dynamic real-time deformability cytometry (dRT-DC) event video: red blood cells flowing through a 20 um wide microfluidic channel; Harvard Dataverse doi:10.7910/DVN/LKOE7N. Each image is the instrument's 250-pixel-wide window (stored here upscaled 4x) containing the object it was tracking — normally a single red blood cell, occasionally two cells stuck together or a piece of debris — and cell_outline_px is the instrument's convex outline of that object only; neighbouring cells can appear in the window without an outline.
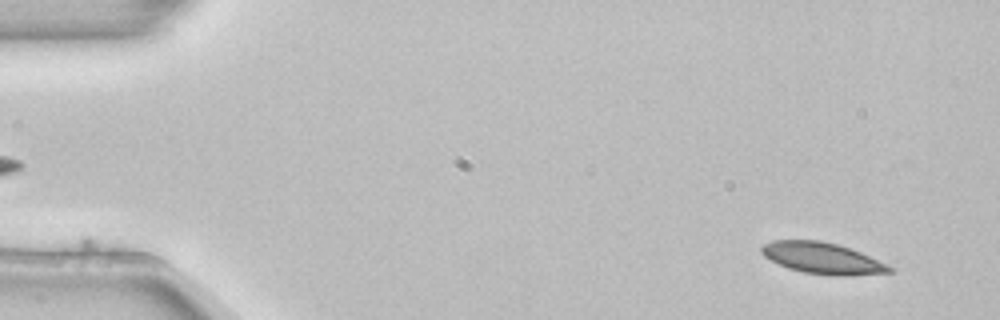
{"species": "common noctule bat (a hibernating species)", "species_latin": "Nyctalus noctula", "temperature_condition": "room temperature", "stored_images_in_passage": 5, "segment_of_instrument_passage": [2, 2], "camera_frame_rate_fps": 3000, "um_per_image_px": 0.085, "animal": {"sex": "female", "body_mass_g": 22.7, "forearm_length_mm": 54.2}, "frame": {"image": 1, "passage_image": 5, "time_ms": 1.333, "image_size_px": [1000, 320], "cell_outline_px": [[892, 272], [848, 276], [836, 276], [804, 272], [788, 268], [764, 256], [760, 252], [760, 248], [764, 244], [772, 240], [820, 240], [836, 244], [860, 252], [888, 264], [892, 268]], "centroid_in_image_um": [69.9, 21.94], "position_along_channel_um": 15.1, "area_um2": 23.18}}